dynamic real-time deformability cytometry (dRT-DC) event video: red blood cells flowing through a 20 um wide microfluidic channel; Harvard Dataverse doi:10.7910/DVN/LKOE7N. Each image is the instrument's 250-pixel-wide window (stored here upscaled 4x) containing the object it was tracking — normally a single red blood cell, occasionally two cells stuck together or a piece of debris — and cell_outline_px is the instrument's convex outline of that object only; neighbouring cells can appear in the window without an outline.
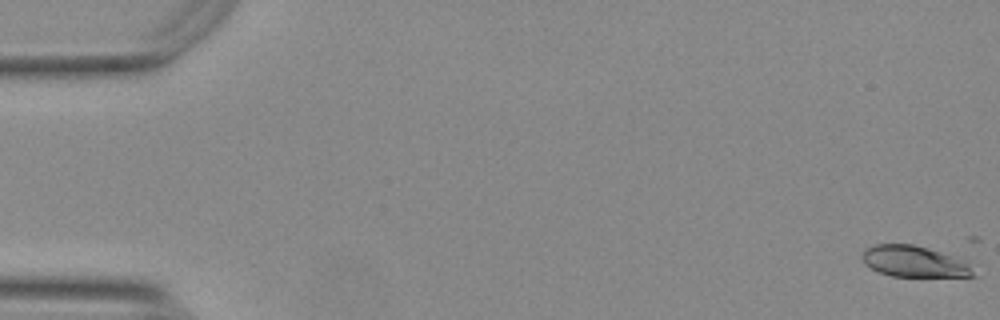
{"species": "Egyptian fruit bat (a non-hibernating species)", "species_latin": "Rousettus aegyptiacus", "temperature_condition": "warm", "stored_images_in_passage": 11, "camera_frame_rate_fps": 3000, "um_per_image_px": 0.085, "animal": {"sex": "female"}, "frame": {"image": 1, "passage_image": 1, "time_ms": 0.0, "image_size_px": [1000, 320], "cell_outline_px": [[976, 276], [892, 276], [880, 272], [864, 264], [860, 256], [868, 248], [876, 244], [912, 244], [964, 256], [972, 260]], "centroid_in_image_um": [77.88, 22.21], "position_along_channel_um": 7.1, "area_um2": 20.92}}